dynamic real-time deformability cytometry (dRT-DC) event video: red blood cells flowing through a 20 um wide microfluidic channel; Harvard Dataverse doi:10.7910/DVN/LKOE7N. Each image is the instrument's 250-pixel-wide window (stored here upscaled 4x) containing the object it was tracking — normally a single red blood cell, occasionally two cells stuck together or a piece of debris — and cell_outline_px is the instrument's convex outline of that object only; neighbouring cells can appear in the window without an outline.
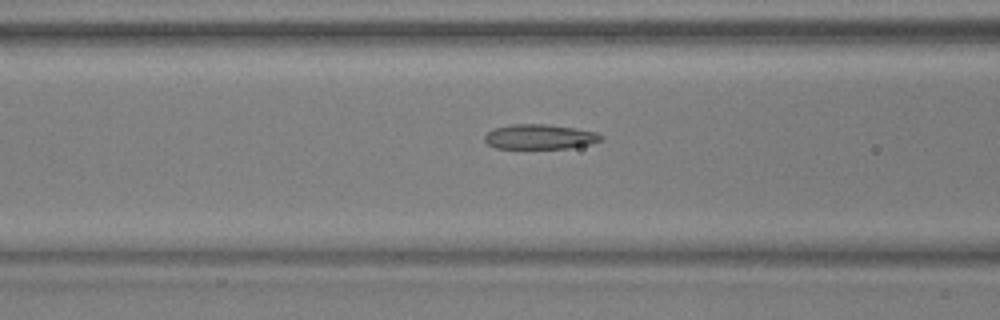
{"species": "common noctule bat (a hibernating species)", "species_latin": "Nyctalus noctula", "temperature_condition": "warm", "stored_images_in_passage": 40, "camera_frame_rate_fps": 3000, "um_per_image_px": 0.085, "animal": {"sex": "male", "body_mass_g": 17.9, "forearm_length_mm": 54.2}, "frame": {"image": 1, "passage_image": 11, "time_ms": 3.333, "image_size_px": [1000, 320], "cell_outline_px": [[604, 140], [592, 144], [568, 148], [496, 148], [488, 144], [484, 140], [484, 136], [488, 132], [496, 128], [512, 124], [548, 124], [576, 128], [596, 132], [604, 136]], "centroid_in_image_um": [45.94, 11.62], "position_along_channel_um": 120.7, "area_um2": 16.94}}
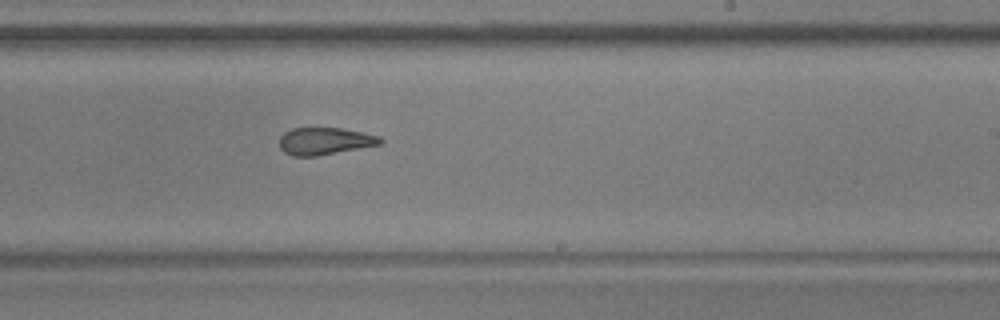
{"frame": {"image": 2, "passage_image": 22, "time_ms": 7.0, "image_size_px": [1000, 320], "cell_outline_px": [[384, 140], [380, 144], [316, 156], [292, 156], [284, 152], [280, 148], [280, 136], [284, 132], [292, 128], [340, 128], [380, 136]], "centroid_in_image_um": [27.57, 11.99], "position_along_channel_um": 261.4, "area_um2": 15.84}}
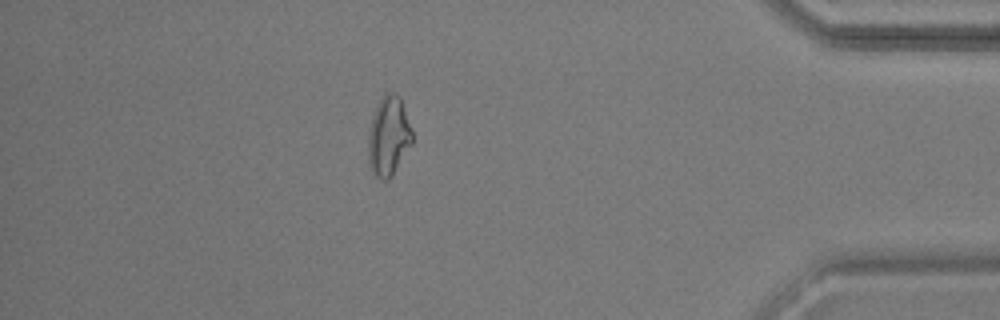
{"frame": {"image": 3, "passage_image": 36, "time_ms": 11.667, "image_size_px": [1000, 320], "cell_outline_px": [[412, 144], [388, 180], [380, 180], [376, 176], [368, 160], [368, 136], [372, 116], [384, 92], [396, 92], [400, 96], [412, 128]], "centroid_in_image_um": [33.04, 11.53], "position_along_channel_um": 402.2, "area_um2": 20.29}, "authors_computed_cell_mechanics": {"area_um2": 17.3689, "velocity_mm_per_s": 3.8397, "shape_relaxation_time_tau1_ms": null, "shape_relaxation_time_tau2_ms": 2.5891, "deformation_change_tau1": null, "deformation_change_tau2": 0.1052}}